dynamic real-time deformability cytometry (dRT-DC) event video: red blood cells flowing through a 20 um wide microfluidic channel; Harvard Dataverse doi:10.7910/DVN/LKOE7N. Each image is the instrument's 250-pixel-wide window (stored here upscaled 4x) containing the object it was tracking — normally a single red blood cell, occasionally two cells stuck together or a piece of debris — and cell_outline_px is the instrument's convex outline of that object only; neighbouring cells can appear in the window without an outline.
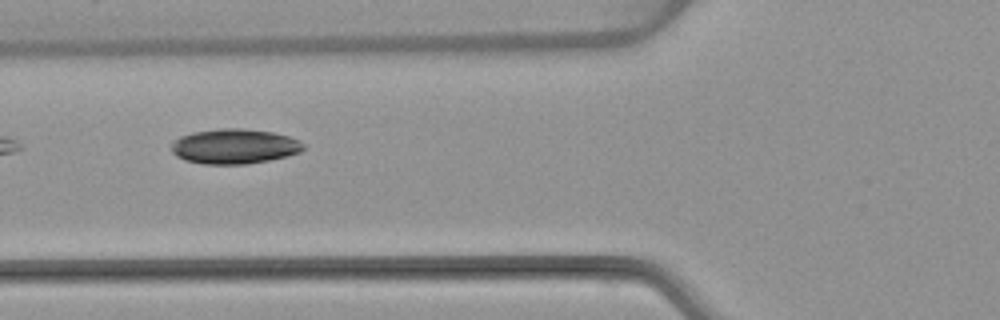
{"species": "common noctule bat (a hibernating species)", "species_latin": "Nyctalus noctula", "temperature_condition": "warm", "stored_images_in_passage": 4, "camera_frame_rate_fps": 3000, "um_per_image_px": 0.085, "animal": {"sex": "female", "body_mass_g": 22.7, "forearm_length_mm": 54.2}, "frame": {"image": 1, "passage_image": 2, "time_ms": 1.333, "image_size_px": [1000, 320], "cell_outline_px": [[304, 148], [300, 152], [288, 156], [268, 160], [244, 164], [204, 164], [184, 160], [176, 156], [172, 152], [172, 140], [180, 136], [192, 132], [220, 128], [244, 128], [272, 132], [288, 136], [300, 140], [304, 144]], "centroid_in_image_um": [19.91, 12.43], "position_along_channel_um": 105.9, "area_um2": 27.05}}
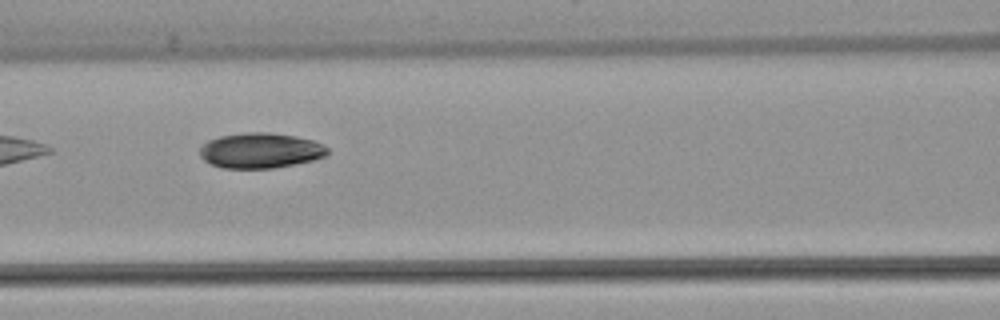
{"frame": {"image": 2, "passage_image": 3, "time_ms": 2.333, "image_size_px": [1000, 320], "cell_outline_px": [[328, 152], [324, 156], [312, 160], [296, 164], [272, 168], [224, 168], [212, 164], [204, 160], [200, 156], [200, 148], [208, 140], [220, 136], [248, 132], [268, 132], [296, 136], [312, 140], [328, 148]], "centroid_in_image_um": [22.12, 12.79], "position_along_channel_um": 144.5, "area_um2": 26.07}}
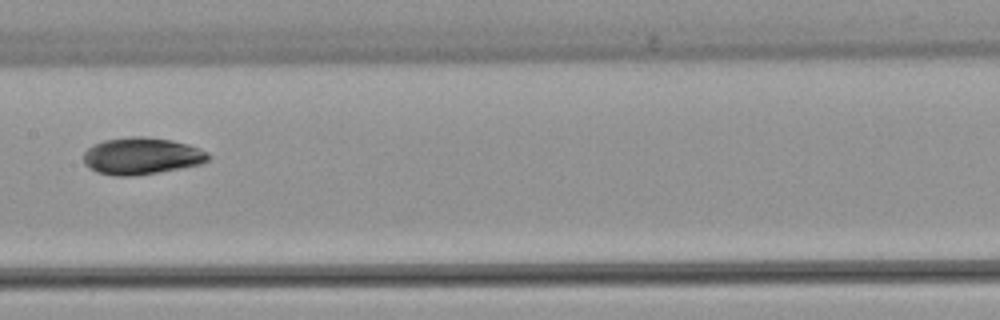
{"frame": {"image": 3, "passage_image": 4, "time_ms": 3.667, "image_size_px": [1000, 320], "cell_outline_px": [[212, 156], [208, 160], [200, 164], [180, 168], [132, 176], [116, 176], [96, 172], [88, 168], [84, 164], [84, 152], [92, 144], [104, 140], [132, 136], [144, 136], [172, 140], [188, 144], [200, 148], [208, 152]], "centroid_in_image_um": [12.03, 13.25], "position_along_channel_um": 195.4, "area_um2": 26.99}}